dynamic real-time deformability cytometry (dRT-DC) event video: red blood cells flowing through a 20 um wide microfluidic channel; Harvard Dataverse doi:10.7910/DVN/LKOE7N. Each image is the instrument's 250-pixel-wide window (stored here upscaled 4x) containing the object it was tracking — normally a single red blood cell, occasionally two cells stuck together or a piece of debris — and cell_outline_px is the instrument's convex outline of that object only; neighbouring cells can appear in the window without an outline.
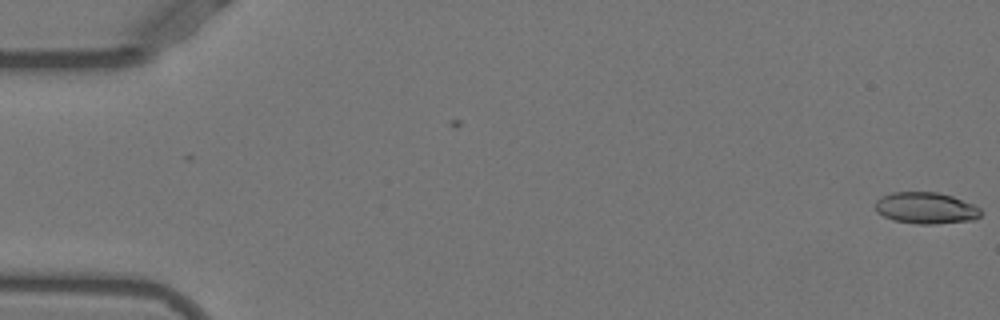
{"species": "Egyptian fruit bat (a non-hibernating species)", "species_latin": "Rousettus aegyptiacus", "temperature_condition": "warm", "stored_images_in_passage": 53, "camera_frame_rate_fps": 3000, "um_per_image_px": 0.085, "animal": {"sex": "female"}, "frame": {"image": 1, "passage_image": 1, "time_ms": 0.0, "image_size_px": [1000, 320], "cell_outline_px": [[980, 216], [972, 220], [936, 224], [916, 224], [892, 220], [876, 212], [876, 200], [880, 196], [892, 192], [936, 192], [952, 196], [972, 204], [980, 208]], "centroid_in_image_um": [78.66, 17.68], "position_along_channel_um": 6.3, "area_um2": 19.36}}
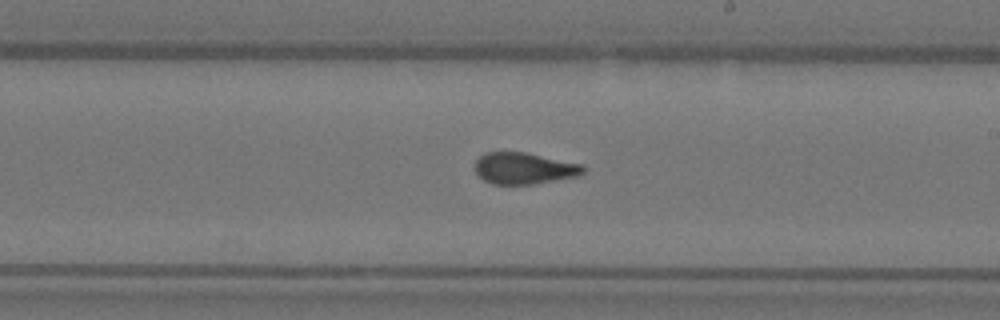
{"frame": {"image": 2, "passage_image": 31, "time_ms": 10.0, "image_size_px": [1000, 320], "cell_outline_px": [[584, 172], [580, 176], [532, 184], [492, 184], [484, 180], [476, 172], [476, 160], [484, 152], [528, 152], [584, 164]], "centroid_in_image_um": [44.59, 14.29], "position_along_channel_um": 244.4, "area_um2": 20.06}}
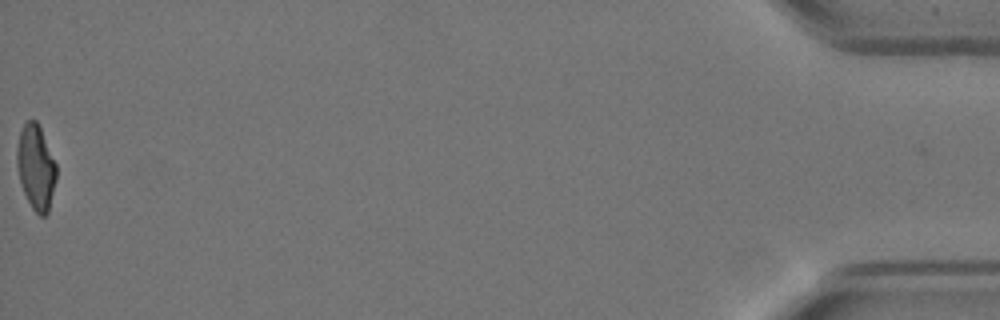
{"frame": {"image": 3, "passage_image": 53, "time_ms": 17.333, "image_size_px": [1000, 320], "cell_outline_px": [[56, 180], [48, 212], [44, 216], [40, 216], [32, 208], [24, 192], [20, 180], [16, 164], [16, 148], [20, 132], [24, 124], [28, 120], [36, 120], [40, 128], [56, 164]], "centroid_in_image_um": [3.04, 14.22], "position_along_channel_um": 432.2, "area_um2": 19.25}, "authors_computed_cell_mechanics": {"area_um2": 20.1144, "velocity_mm_per_s": 3.9069, "shape_relaxation_time_tau1_ms": 7.9966, "shape_relaxation_time_tau2_ms": 1.1958, "deformation_change_tau1": 0.2503, "deformation_change_tau2": 0.0865}}